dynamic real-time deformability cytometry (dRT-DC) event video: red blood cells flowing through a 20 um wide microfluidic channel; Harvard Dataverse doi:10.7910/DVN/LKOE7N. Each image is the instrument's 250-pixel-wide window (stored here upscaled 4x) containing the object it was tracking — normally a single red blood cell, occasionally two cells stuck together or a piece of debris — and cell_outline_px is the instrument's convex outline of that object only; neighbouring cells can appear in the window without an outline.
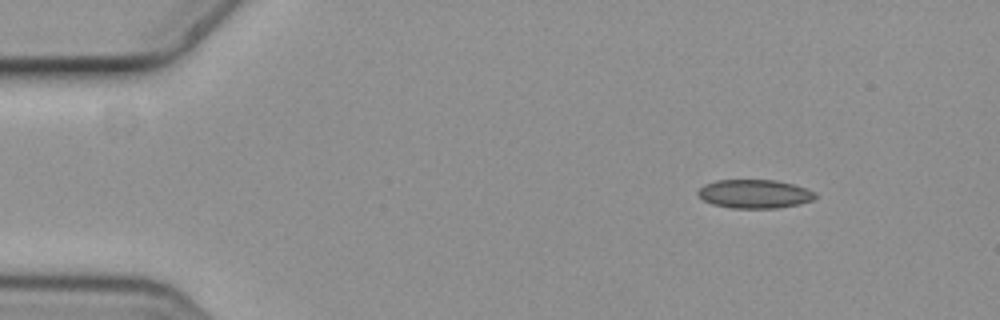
{"species": "common noctule bat (a hibernating species)", "species_latin": "Nyctalus noctula", "temperature_condition": "cold", "stored_images_in_passage": 4, "camera_frame_rate_fps": 3000, "um_per_image_px": 0.085, "animal": {"sex": "female", "body_mass_g": 19.3, "forearm_length_mm": 54.1}, "frame": {"image": 1, "passage_image": 1, "time_ms": 0.0, "image_size_px": [1000, 320], "cell_outline_px": [[816, 196], [812, 200], [800, 204], [776, 208], [732, 208], [712, 204], [704, 200], [696, 192], [704, 184], [716, 180], [776, 180], [792, 184], [816, 192]], "centroid_in_image_um": [64.13, 16.48], "position_along_channel_um": 20.9, "area_um2": 19.54}}
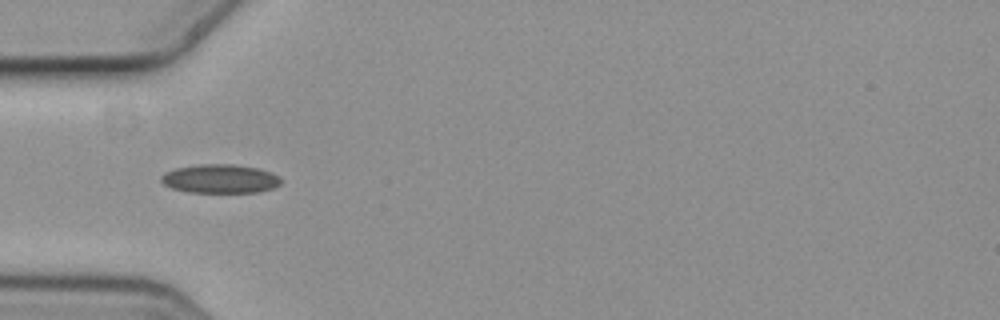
{"frame": {"image": 2, "passage_image": 4, "time_ms": 1.0, "image_size_px": [1000, 320], "cell_outline_px": [[280, 184], [272, 188], [256, 192], [188, 192], [172, 188], [164, 184], [160, 180], [160, 176], [164, 172], [176, 168], [200, 164], [232, 164], [256, 168], [272, 172], [280, 176]], "centroid_in_image_um": [18.69, 15.19], "position_along_channel_um": 66.3, "area_um2": 20.06}}